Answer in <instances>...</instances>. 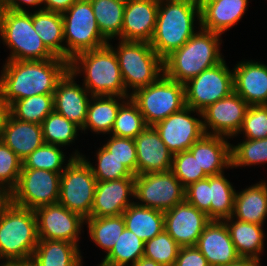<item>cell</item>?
<instances>
[{
  "label": "cell",
  "mask_w": 267,
  "mask_h": 266,
  "mask_svg": "<svg viewBox=\"0 0 267 266\" xmlns=\"http://www.w3.org/2000/svg\"><path fill=\"white\" fill-rule=\"evenodd\" d=\"M68 70L69 62L56 56L47 60L5 61L0 74V102L8 108L14 101L33 95L54 94Z\"/></svg>",
  "instance_id": "1"
},
{
  "label": "cell",
  "mask_w": 267,
  "mask_h": 266,
  "mask_svg": "<svg viewBox=\"0 0 267 266\" xmlns=\"http://www.w3.org/2000/svg\"><path fill=\"white\" fill-rule=\"evenodd\" d=\"M179 49L163 59L164 75L181 84L220 63L221 34L199 28Z\"/></svg>",
  "instance_id": "2"
},
{
  "label": "cell",
  "mask_w": 267,
  "mask_h": 266,
  "mask_svg": "<svg viewBox=\"0 0 267 266\" xmlns=\"http://www.w3.org/2000/svg\"><path fill=\"white\" fill-rule=\"evenodd\" d=\"M196 21L200 23V9L195 0H159L156 28L150 45L164 59L196 33Z\"/></svg>",
  "instance_id": "3"
},
{
  "label": "cell",
  "mask_w": 267,
  "mask_h": 266,
  "mask_svg": "<svg viewBox=\"0 0 267 266\" xmlns=\"http://www.w3.org/2000/svg\"><path fill=\"white\" fill-rule=\"evenodd\" d=\"M69 69L76 76H81V73L84 75L82 84L92 96L130 97L125 89L117 56L108 44L79 53L70 60Z\"/></svg>",
  "instance_id": "4"
},
{
  "label": "cell",
  "mask_w": 267,
  "mask_h": 266,
  "mask_svg": "<svg viewBox=\"0 0 267 266\" xmlns=\"http://www.w3.org/2000/svg\"><path fill=\"white\" fill-rule=\"evenodd\" d=\"M38 241L34 210L17 206L6 198L0 204L1 263L5 266L13 260L32 257Z\"/></svg>",
  "instance_id": "5"
},
{
  "label": "cell",
  "mask_w": 267,
  "mask_h": 266,
  "mask_svg": "<svg viewBox=\"0 0 267 266\" xmlns=\"http://www.w3.org/2000/svg\"><path fill=\"white\" fill-rule=\"evenodd\" d=\"M108 45L117 56L129 95L154 83L164 74L163 59L154 51L150 42L119 40L117 48H114L111 42Z\"/></svg>",
  "instance_id": "6"
},
{
  "label": "cell",
  "mask_w": 267,
  "mask_h": 266,
  "mask_svg": "<svg viewBox=\"0 0 267 266\" xmlns=\"http://www.w3.org/2000/svg\"><path fill=\"white\" fill-rule=\"evenodd\" d=\"M0 38L4 46L10 49L6 61L47 60L55 57L33 28L32 12H16L2 8Z\"/></svg>",
  "instance_id": "7"
},
{
  "label": "cell",
  "mask_w": 267,
  "mask_h": 266,
  "mask_svg": "<svg viewBox=\"0 0 267 266\" xmlns=\"http://www.w3.org/2000/svg\"><path fill=\"white\" fill-rule=\"evenodd\" d=\"M62 19L66 61L109 43L100 32L90 0H77L62 13Z\"/></svg>",
  "instance_id": "8"
},
{
  "label": "cell",
  "mask_w": 267,
  "mask_h": 266,
  "mask_svg": "<svg viewBox=\"0 0 267 266\" xmlns=\"http://www.w3.org/2000/svg\"><path fill=\"white\" fill-rule=\"evenodd\" d=\"M82 155L78 149L70 155L61 173L58 203L86 219L91 217L97 180Z\"/></svg>",
  "instance_id": "9"
},
{
  "label": "cell",
  "mask_w": 267,
  "mask_h": 266,
  "mask_svg": "<svg viewBox=\"0 0 267 266\" xmlns=\"http://www.w3.org/2000/svg\"><path fill=\"white\" fill-rule=\"evenodd\" d=\"M130 98L138 106L147 126H154L186 106L184 84L164 74L154 83L135 91Z\"/></svg>",
  "instance_id": "10"
},
{
  "label": "cell",
  "mask_w": 267,
  "mask_h": 266,
  "mask_svg": "<svg viewBox=\"0 0 267 266\" xmlns=\"http://www.w3.org/2000/svg\"><path fill=\"white\" fill-rule=\"evenodd\" d=\"M61 173L42 169H21L18 184L8 195L15 205L35 210L58 203Z\"/></svg>",
  "instance_id": "11"
},
{
  "label": "cell",
  "mask_w": 267,
  "mask_h": 266,
  "mask_svg": "<svg viewBox=\"0 0 267 266\" xmlns=\"http://www.w3.org/2000/svg\"><path fill=\"white\" fill-rule=\"evenodd\" d=\"M230 70L223 59L185 83L186 106L202 112L209 105L230 95L234 91L233 70Z\"/></svg>",
  "instance_id": "12"
},
{
  "label": "cell",
  "mask_w": 267,
  "mask_h": 266,
  "mask_svg": "<svg viewBox=\"0 0 267 266\" xmlns=\"http://www.w3.org/2000/svg\"><path fill=\"white\" fill-rule=\"evenodd\" d=\"M134 198L140 206L167 211L185 200V187L171 170L149 172L135 176Z\"/></svg>",
  "instance_id": "13"
},
{
  "label": "cell",
  "mask_w": 267,
  "mask_h": 266,
  "mask_svg": "<svg viewBox=\"0 0 267 266\" xmlns=\"http://www.w3.org/2000/svg\"><path fill=\"white\" fill-rule=\"evenodd\" d=\"M196 113L200 118H195ZM174 155L188 150L204 134L202 112L185 106L153 126Z\"/></svg>",
  "instance_id": "14"
},
{
  "label": "cell",
  "mask_w": 267,
  "mask_h": 266,
  "mask_svg": "<svg viewBox=\"0 0 267 266\" xmlns=\"http://www.w3.org/2000/svg\"><path fill=\"white\" fill-rule=\"evenodd\" d=\"M34 212L39 240H64L80 246L78 242L85 224L80 214L59 203L39 207Z\"/></svg>",
  "instance_id": "15"
},
{
  "label": "cell",
  "mask_w": 267,
  "mask_h": 266,
  "mask_svg": "<svg viewBox=\"0 0 267 266\" xmlns=\"http://www.w3.org/2000/svg\"><path fill=\"white\" fill-rule=\"evenodd\" d=\"M249 105L234 91L202 111L205 134L231 138L240 131ZM210 129V130H209Z\"/></svg>",
  "instance_id": "16"
},
{
  "label": "cell",
  "mask_w": 267,
  "mask_h": 266,
  "mask_svg": "<svg viewBox=\"0 0 267 266\" xmlns=\"http://www.w3.org/2000/svg\"><path fill=\"white\" fill-rule=\"evenodd\" d=\"M210 221L206 213L186 200L164 211V229L180 247L196 246Z\"/></svg>",
  "instance_id": "17"
},
{
  "label": "cell",
  "mask_w": 267,
  "mask_h": 266,
  "mask_svg": "<svg viewBox=\"0 0 267 266\" xmlns=\"http://www.w3.org/2000/svg\"><path fill=\"white\" fill-rule=\"evenodd\" d=\"M134 192L135 178L97 181L91 217L122 215L125 209L134 203Z\"/></svg>",
  "instance_id": "18"
},
{
  "label": "cell",
  "mask_w": 267,
  "mask_h": 266,
  "mask_svg": "<svg viewBox=\"0 0 267 266\" xmlns=\"http://www.w3.org/2000/svg\"><path fill=\"white\" fill-rule=\"evenodd\" d=\"M76 77L69 69L59 80L53 94L54 110L82 129L92 95L83 85L76 83Z\"/></svg>",
  "instance_id": "19"
},
{
  "label": "cell",
  "mask_w": 267,
  "mask_h": 266,
  "mask_svg": "<svg viewBox=\"0 0 267 266\" xmlns=\"http://www.w3.org/2000/svg\"><path fill=\"white\" fill-rule=\"evenodd\" d=\"M159 0H126L118 40L150 42L156 28Z\"/></svg>",
  "instance_id": "20"
},
{
  "label": "cell",
  "mask_w": 267,
  "mask_h": 266,
  "mask_svg": "<svg viewBox=\"0 0 267 266\" xmlns=\"http://www.w3.org/2000/svg\"><path fill=\"white\" fill-rule=\"evenodd\" d=\"M196 247L210 266H229L241 258L224 221L211 220L200 235Z\"/></svg>",
  "instance_id": "21"
},
{
  "label": "cell",
  "mask_w": 267,
  "mask_h": 266,
  "mask_svg": "<svg viewBox=\"0 0 267 266\" xmlns=\"http://www.w3.org/2000/svg\"><path fill=\"white\" fill-rule=\"evenodd\" d=\"M240 62L233 68L234 92L249 106L267 105V65L255 60Z\"/></svg>",
  "instance_id": "22"
},
{
  "label": "cell",
  "mask_w": 267,
  "mask_h": 266,
  "mask_svg": "<svg viewBox=\"0 0 267 266\" xmlns=\"http://www.w3.org/2000/svg\"><path fill=\"white\" fill-rule=\"evenodd\" d=\"M134 142L137 151V175L171 170L173 154L153 126H147L134 138Z\"/></svg>",
  "instance_id": "23"
},
{
  "label": "cell",
  "mask_w": 267,
  "mask_h": 266,
  "mask_svg": "<svg viewBox=\"0 0 267 266\" xmlns=\"http://www.w3.org/2000/svg\"><path fill=\"white\" fill-rule=\"evenodd\" d=\"M0 140L23 161L44 144L42 126L15 119L7 111L2 123Z\"/></svg>",
  "instance_id": "24"
},
{
  "label": "cell",
  "mask_w": 267,
  "mask_h": 266,
  "mask_svg": "<svg viewBox=\"0 0 267 266\" xmlns=\"http://www.w3.org/2000/svg\"><path fill=\"white\" fill-rule=\"evenodd\" d=\"M228 137L204 134L188 150L207 176L224 173L231 168V143Z\"/></svg>",
  "instance_id": "25"
},
{
  "label": "cell",
  "mask_w": 267,
  "mask_h": 266,
  "mask_svg": "<svg viewBox=\"0 0 267 266\" xmlns=\"http://www.w3.org/2000/svg\"><path fill=\"white\" fill-rule=\"evenodd\" d=\"M249 0H218L200 9V28L224 34L240 22Z\"/></svg>",
  "instance_id": "26"
},
{
  "label": "cell",
  "mask_w": 267,
  "mask_h": 266,
  "mask_svg": "<svg viewBox=\"0 0 267 266\" xmlns=\"http://www.w3.org/2000/svg\"><path fill=\"white\" fill-rule=\"evenodd\" d=\"M266 182L262 180L236 192L233 218L242 222L264 225L267 217Z\"/></svg>",
  "instance_id": "27"
},
{
  "label": "cell",
  "mask_w": 267,
  "mask_h": 266,
  "mask_svg": "<svg viewBox=\"0 0 267 266\" xmlns=\"http://www.w3.org/2000/svg\"><path fill=\"white\" fill-rule=\"evenodd\" d=\"M238 255L241 258H254L261 261L264 239L263 225L239 221L233 217L223 220Z\"/></svg>",
  "instance_id": "28"
},
{
  "label": "cell",
  "mask_w": 267,
  "mask_h": 266,
  "mask_svg": "<svg viewBox=\"0 0 267 266\" xmlns=\"http://www.w3.org/2000/svg\"><path fill=\"white\" fill-rule=\"evenodd\" d=\"M130 97L92 96L87 109V117L81 132L89 129L95 134H110L120 106Z\"/></svg>",
  "instance_id": "29"
},
{
  "label": "cell",
  "mask_w": 267,
  "mask_h": 266,
  "mask_svg": "<svg viewBox=\"0 0 267 266\" xmlns=\"http://www.w3.org/2000/svg\"><path fill=\"white\" fill-rule=\"evenodd\" d=\"M40 266H83L79 246L64 240H39L33 253Z\"/></svg>",
  "instance_id": "30"
},
{
  "label": "cell",
  "mask_w": 267,
  "mask_h": 266,
  "mask_svg": "<svg viewBox=\"0 0 267 266\" xmlns=\"http://www.w3.org/2000/svg\"><path fill=\"white\" fill-rule=\"evenodd\" d=\"M122 216L125 228L144 242L164 230V211L140 206L134 202L125 209Z\"/></svg>",
  "instance_id": "31"
},
{
  "label": "cell",
  "mask_w": 267,
  "mask_h": 266,
  "mask_svg": "<svg viewBox=\"0 0 267 266\" xmlns=\"http://www.w3.org/2000/svg\"><path fill=\"white\" fill-rule=\"evenodd\" d=\"M32 23L46 48L54 56L65 59L62 14L43 9L34 10Z\"/></svg>",
  "instance_id": "32"
},
{
  "label": "cell",
  "mask_w": 267,
  "mask_h": 266,
  "mask_svg": "<svg viewBox=\"0 0 267 266\" xmlns=\"http://www.w3.org/2000/svg\"><path fill=\"white\" fill-rule=\"evenodd\" d=\"M102 36L109 42L121 35L126 0H90Z\"/></svg>",
  "instance_id": "33"
},
{
  "label": "cell",
  "mask_w": 267,
  "mask_h": 266,
  "mask_svg": "<svg viewBox=\"0 0 267 266\" xmlns=\"http://www.w3.org/2000/svg\"><path fill=\"white\" fill-rule=\"evenodd\" d=\"M144 245L143 240L125 228L111 251L97 266H133L144 256Z\"/></svg>",
  "instance_id": "34"
},
{
  "label": "cell",
  "mask_w": 267,
  "mask_h": 266,
  "mask_svg": "<svg viewBox=\"0 0 267 266\" xmlns=\"http://www.w3.org/2000/svg\"><path fill=\"white\" fill-rule=\"evenodd\" d=\"M85 223L93 243L102 248L106 255L111 251L125 229V221L122 215L88 217L85 219Z\"/></svg>",
  "instance_id": "35"
},
{
  "label": "cell",
  "mask_w": 267,
  "mask_h": 266,
  "mask_svg": "<svg viewBox=\"0 0 267 266\" xmlns=\"http://www.w3.org/2000/svg\"><path fill=\"white\" fill-rule=\"evenodd\" d=\"M53 110V94L33 95L14 101L7 108L15 119L40 125Z\"/></svg>",
  "instance_id": "36"
},
{
  "label": "cell",
  "mask_w": 267,
  "mask_h": 266,
  "mask_svg": "<svg viewBox=\"0 0 267 266\" xmlns=\"http://www.w3.org/2000/svg\"><path fill=\"white\" fill-rule=\"evenodd\" d=\"M236 190L224 173L211 176V220L232 217Z\"/></svg>",
  "instance_id": "37"
},
{
  "label": "cell",
  "mask_w": 267,
  "mask_h": 266,
  "mask_svg": "<svg viewBox=\"0 0 267 266\" xmlns=\"http://www.w3.org/2000/svg\"><path fill=\"white\" fill-rule=\"evenodd\" d=\"M41 126L44 143L60 147L75 143L78 131L81 130L55 110L44 119Z\"/></svg>",
  "instance_id": "38"
},
{
  "label": "cell",
  "mask_w": 267,
  "mask_h": 266,
  "mask_svg": "<svg viewBox=\"0 0 267 266\" xmlns=\"http://www.w3.org/2000/svg\"><path fill=\"white\" fill-rule=\"evenodd\" d=\"M146 127L138 106L128 98L118 110L110 135L134 139Z\"/></svg>",
  "instance_id": "39"
},
{
  "label": "cell",
  "mask_w": 267,
  "mask_h": 266,
  "mask_svg": "<svg viewBox=\"0 0 267 266\" xmlns=\"http://www.w3.org/2000/svg\"><path fill=\"white\" fill-rule=\"evenodd\" d=\"M60 148V146L44 143L23 159L22 169H42L62 173L66 168L64 165H67L65 164L67 159Z\"/></svg>",
  "instance_id": "40"
},
{
  "label": "cell",
  "mask_w": 267,
  "mask_h": 266,
  "mask_svg": "<svg viewBox=\"0 0 267 266\" xmlns=\"http://www.w3.org/2000/svg\"><path fill=\"white\" fill-rule=\"evenodd\" d=\"M267 163V138L231 144V169Z\"/></svg>",
  "instance_id": "41"
},
{
  "label": "cell",
  "mask_w": 267,
  "mask_h": 266,
  "mask_svg": "<svg viewBox=\"0 0 267 266\" xmlns=\"http://www.w3.org/2000/svg\"><path fill=\"white\" fill-rule=\"evenodd\" d=\"M95 156L97 157V163L95 166L88 161L89 159H87L85 155H82L81 157L89 164L97 181L135 178V175L125 165H123L122 162L115 158L113 154L103 145L97 150Z\"/></svg>",
  "instance_id": "42"
},
{
  "label": "cell",
  "mask_w": 267,
  "mask_h": 266,
  "mask_svg": "<svg viewBox=\"0 0 267 266\" xmlns=\"http://www.w3.org/2000/svg\"><path fill=\"white\" fill-rule=\"evenodd\" d=\"M180 246L164 229L157 236L145 242L144 257L162 266H174Z\"/></svg>",
  "instance_id": "43"
},
{
  "label": "cell",
  "mask_w": 267,
  "mask_h": 266,
  "mask_svg": "<svg viewBox=\"0 0 267 266\" xmlns=\"http://www.w3.org/2000/svg\"><path fill=\"white\" fill-rule=\"evenodd\" d=\"M22 160L0 140V192L8 197L18 184Z\"/></svg>",
  "instance_id": "44"
},
{
  "label": "cell",
  "mask_w": 267,
  "mask_h": 266,
  "mask_svg": "<svg viewBox=\"0 0 267 266\" xmlns=\"http://www.w3.org/2000/svg\"><path fill=\"white\" fill-rule=\"evenodd\" d=\"M171 171L185 188L208 177L189 150L173 155Z\"/></svg>",
  "instance_id": "45"
},
{
  "label": "cell",
  "mask_w": 267,
  "mask_h": 266,
  "mask_svg": "<svg viewBox=\"0 0 267 266\" xmlns=\"http://www.w3.org/2000/svg\"><path fill=\"white\" fill-rule=\"evenodd\" d=\"M244 134V139L255 140L267 138V105L249 106L237 135Z\"/></svg>",
  "instance_id": "46"
},
{
  "label": "cell",
  "mask_w": 267,
  "mask_h": 266,
  "mask_svg": "<svg viewBox=\"0 0 267 266\" xmlns=\"http://www.w3.org/2000/svg\"><path fill=\"white\" fill-rule=\"evenodd\" d=\"M109 137L110 138L106 140L107 143L102 145L136 176L137 151L134 139L120 138L113 135Z\"/></svg>",
  "instance_id": "47"
},
{
  "label": "cell",
  "mask_w": 267,
  "mask_h": 266,
  "mask_svg": "<svg viewBox=\"0 0 267 266\" xmlns=\"http://www.w3.org/2000/svg\"><path fill=\"white\" fill-rule=\"evenodd\" d=\"M185 200L211 220V176L189 184L185 188Z\"/></svg>",
  "instance_id": "48"
},
{
  "label": "cell",
  "mask_w": 267,
  "mask_h": 266,
  "mask_svg": "<svg viewBox=\"0 0 267 266\" xmlns=\"http://www.w3.org/2000/svg\"><path fill=\"white\" fill-rule=\"evenodd\" d=\"M174 266H210L196 246L181 247Z\"/></svg>",
  "instance_id": "49"
},
{
  "label": "cell",
  "mask_w": 267,
  "mask_h": 266,
  "mask_svg": "<svg viewBox=\"0 0 267 266\" xmlns=\"http://www.w3.org/2000/svg\"><path fill=\"white\" fill-rule=\"evenodd\" d=\"M23 4L31 6V8L33 6L35 8H37V6H41L38 8V10H41L43 0H2V8L16 12H29V10H27L25 6L23 7Z\"/></svg>",
  "instance_id": "50"
},
{
  "label": "cell",
  "mask_w": 267,
  "mask_h": 266,
  "mask_svg": "<svg viewBox=\"0 0 267 266\" xmlns=\"http://www.w3.org/2000/svg\"><path fill=\"white\" fill-rule=\"evenodd\" d=\"M77 0H43V10L63 13L67 11Z\"/></svg>",
  "instance_id": "51"
},
{
  "label": "cell",
  "mask_w": 267,
  "mask_h": 266,
  "mask_svg": "<svg viewBox=\"0 0 267 266\" xmlns=\"http://www.w3.org/2000/svg\"><path fill=\"white\" fill-rule=\"evenodd\" d=\"M5 266H40V265L32 256L29 258L13 260L7 263Z\"/></svg>",
  "instance_id": "52"
},
{
  "label": "cell",
  "mask_w": 267,
  "mask_h": 266,
  "mask_svg": "<svg viewBox=\"0 0 267 266\" xmlns=\"http://www.w3.org/2000/svg\"><path fill=\"white\" fill-rule=\"evenodd\" d=\"M229 266H261L260 261L254 258H240Z\"/></svg>",
  "instance_id": "53"
},
{
  "label": "cell",
  "mask_w": 267,
  "mask_h": 266,
  "mask_svg": "<svg viewBox=\"0 0 267 266\" xmlns=\"http://www.w3.org/2000/svg\"><path fill=\"white\" fill-rule=\"evenodd\" d=\"M133 266H162L154 260L145 258L144 256L139 258Z\"/></svg>",
  "instance_id": "54"
},
{
  "label": "cell",
  "mask_w": 267,
  "mask_h": 266,
  "mask_svg": "<svg viewBox=\"0 0 267 266\" xmlns=\"http://www.w3.org/2000/svg\"><path fill=\"white\" fill-rule=\"evenodd\" d=\"M6 112L7 108L0 102V135H1L3 119L5 117Z\"/></svg>",
  "instance_id": "55"
},
{
  "label": "cell",
  "mask_w": 267,
  "mask_h": 266,
  "mask_svg": "<svg viewBox=\"0 0 267 266\" xmlns=\"http://www.w3.org/2000/svg\"><path fill=\"white\" fill-rule=\"evenodd\" d=\"M218 0H195L196 4L199 6V9H201L204 5L216 2Z\"/></svg>",
  "instance_id": "56"
},
{
  "label": "cell",
  "mask_w": 267,
  "mask_h": 266,
  "mask_svg": "<svg viewBox=\"0 0 267 266\" xmlns=\"http://www.w3.org/2000/svg\"><path fill=\"white\" fill-rule=\"evenodd\" d=\"M7 197L5 195H3L1 192H0V204L6 199Z\"/></svg>",
  "instance_id": "57"
},
{
  "label": "cell",
  "mask_w": 267,
  "mask_h": 266,
  "mask_svg": "<svg viewBox=\"0 0 267 266\" xmlns=\"http://www.w3.org/2000/svg\"><path fill=\"white\" fill-rule=\"evenodd\" d=\"M1 10H2V0H0V13H1Z\"/></svg>",
  "instance_id": "58"
}]
</instances>
